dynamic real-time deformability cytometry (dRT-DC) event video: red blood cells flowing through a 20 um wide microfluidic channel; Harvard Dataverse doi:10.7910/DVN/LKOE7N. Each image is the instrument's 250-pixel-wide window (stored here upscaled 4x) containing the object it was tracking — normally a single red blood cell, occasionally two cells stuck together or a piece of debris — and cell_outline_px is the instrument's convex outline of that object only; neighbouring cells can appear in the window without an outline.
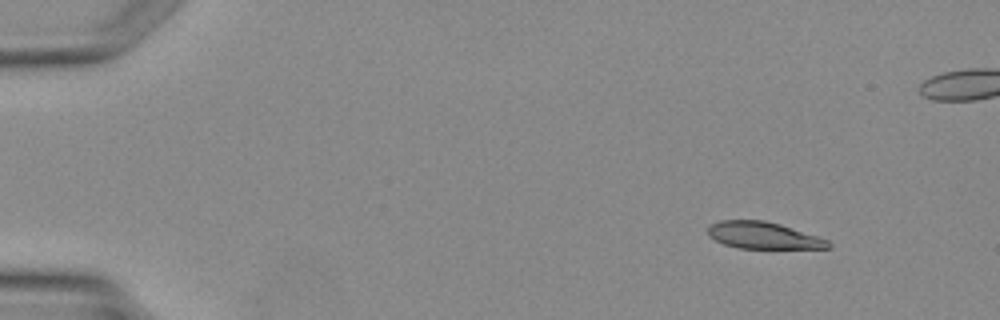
{"species": "Egyptian fruit bat (a non-hibernating species)", "species_latin": "Rousettus aegyptiacus", "temperature_condition": "warm", "stored_images_in_passage": 4, "camera_frame_rate_fps": 3000, "um_per_image_px": 0.085, "animal": {"sex": "female"}, "frame": {"image": 1, "passage_image": 1, "time_ms": 0.0, "image_size_px": [1000, 320], "cell_outline_px": [[832, 248], [736, 248], [724, 244], [708, 236], [708, 228], [712, 224], [720, 220], [764, 220], [780, 224], [828, 240], [832, 244]], "centroid_in_image_um": [64.87, 20.01], "position_along_channel_um": 20.1, "area_um2": 18.67}}